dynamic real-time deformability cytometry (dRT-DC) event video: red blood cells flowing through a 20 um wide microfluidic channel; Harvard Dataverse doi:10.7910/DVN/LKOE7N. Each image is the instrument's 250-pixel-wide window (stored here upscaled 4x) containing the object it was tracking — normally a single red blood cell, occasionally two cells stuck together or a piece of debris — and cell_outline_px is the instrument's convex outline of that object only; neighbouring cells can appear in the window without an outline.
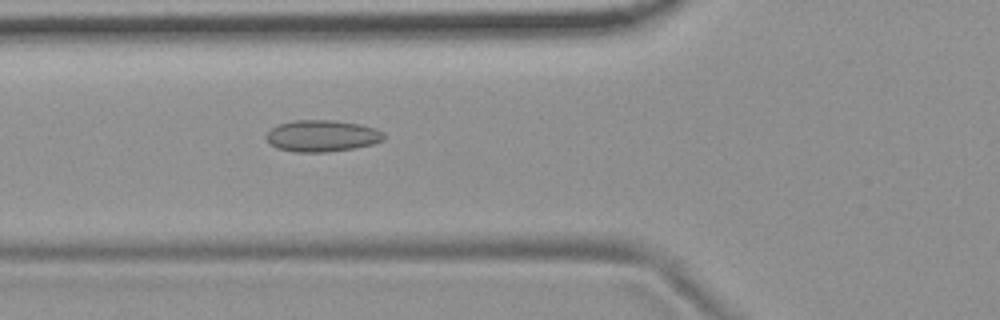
{"species": "common noctule bat (a hibernating species)", "species_latin": "Nyctalus noctula", "temperature_condition": "room temperature", "stored_images_in_passage": 54, "camera_frame_rate_fps": 3000, "um_per_image_px": 0.085, "animal": {"sex": "female", "body_mass_g": 19.9}, "frame": {"image": 1, "passage_image": 20, "time_ms": 6.333, "image_size_px": [1000, 320], "cell_outline_px": [[384, 140], [372, 144], [356, 148], [328, 152], [296, 152], [276, 148], [268, 140], [268, 132], [276, 124], [292, 120], [332, 120], [360, 124], [376, 128], [384, 132]], "centroid_in_image_um": [27.4, 11.54], "position_along_channel_um": 98.4, "area_um2": 21.73}}
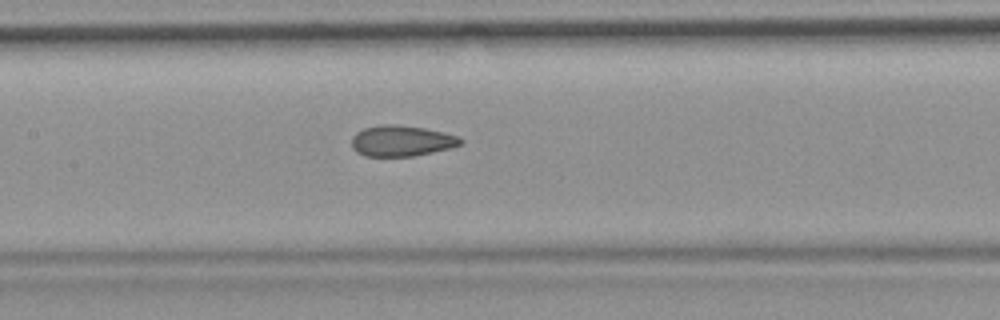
{"frame": {"image": 2, "passage_image": 26, "time_ms": 8.333, "image_size_px": [1000, 320], "cell_outline_px": [[464, 144], [452, 148], [412, 156], [364, 156], [356, 152], [352, 148], [352, 136], [356, 132], [364, 128], [384, 124], [396, 124], [424, 128], [444, 132], [460, 136], [464, 140]], "centroid_in_image_um": [34.16, 11.97], "position_along_channel_um": 173.2, "area_um2": 19.83}}
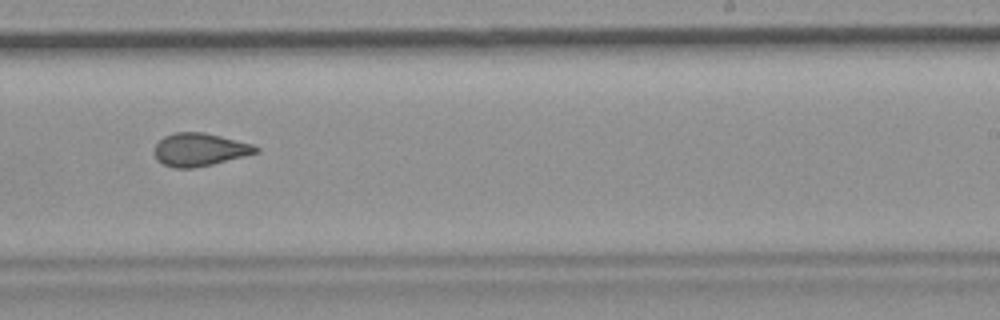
{"frame": {"image": 3, "passage_image": 34, "time_ms": 11.0, "image_size_px": [1000, 320], "cell_outline_px": [[260, 152], [212, 164], [192, 168], [172, 168], [156, 160], [156, 144], [164, 136], [176, 132], [204, 132], [252, 144], [260, 148]], "centroid_in_image_um": [16.98, 12.72], "position_along_channel_um": 272.0, "area_um2": 19.31}, "authors_computed_cell_mechanics": {"area_um2": 20.3456, "velocity_mm_per_s": 3.7294, "shape_relaxation_time_tau1_ms": null, "shape_relaxation_time_tau2_ms": 2.1031, "deformation_change_tau1": null, "deformation_change_tau2": 0.0937}}